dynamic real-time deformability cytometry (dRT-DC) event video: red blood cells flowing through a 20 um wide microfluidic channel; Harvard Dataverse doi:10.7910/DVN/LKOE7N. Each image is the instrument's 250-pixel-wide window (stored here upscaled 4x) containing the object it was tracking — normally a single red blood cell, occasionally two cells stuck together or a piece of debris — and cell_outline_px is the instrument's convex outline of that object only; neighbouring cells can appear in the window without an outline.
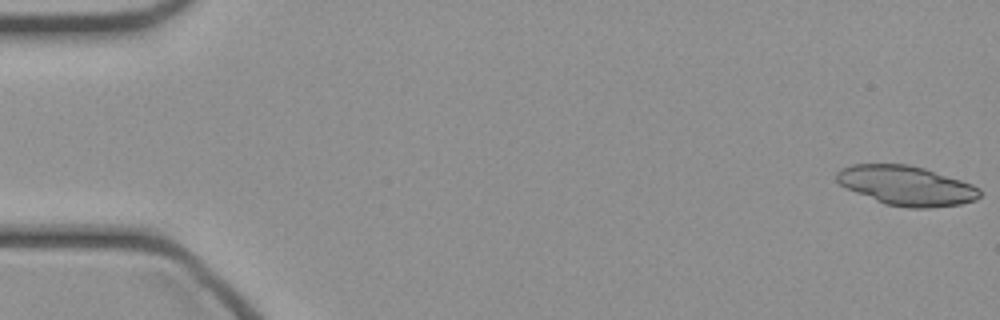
{"species": "common noctule bat (a hibernating species)", "species_latin": "Nyctalus noctula", "temperature_condition": "cold", "stored_images_in_passage": 47, "camera_frame_rate_fps": 3000, "um_per_image_px": 0.085, "animal": {"sex": "female", "body_mass_g": 21.9}, "frame": {"image": 1, "passage_image": 1, "time_ms": 0.0, "image_size_px": [1000, 320], "cell_outline_px": [[980, 196], [976, 200], [960, 204], [928, 208], [908, 208], [884, 204], [856, 192], [840, 184], [836, 180], [836, 172], [840, 168], [852, 164], [908, 164], [924, 168], [972, 184], [980, 188]], "centroid_in_image_um": [77.04, 15.77], "position_along_channel_um": 8.0, "area_um2": 32.89}}
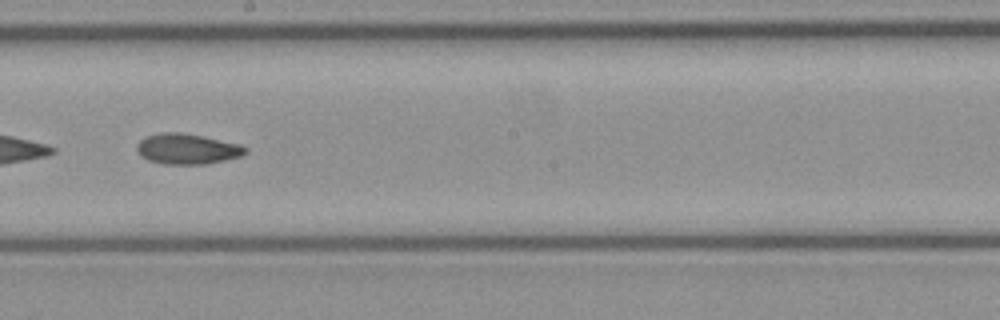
{"frame": {"image": 2, "passage_image": 27, "time_ms": 8.667, "image_size_px": [1000, 320], "cell_outline_px": [[248, 152], [240, 156], [224, 160], [204, 164], [164, 164], [148, 160], [140, 156], [136, 148], [136, 144], [140, 140], [148, 136], [160, 132], [180, 132], [204, 136], [240, 144], [248, 148]], "centroid_in_image_um": [15.91, 12.65], "position_along_channel_um": 232.3, "area_um2": 19.36}}
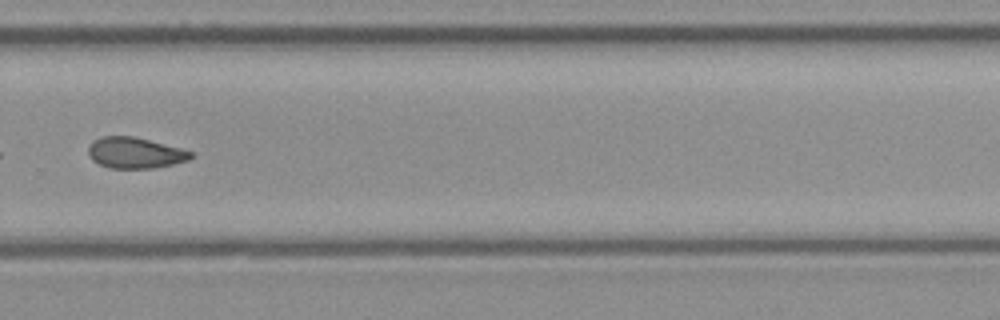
{"frame": {"image": 3, "passage_image": 33, "time_ms": 10.667, "image_size_px": [1000, 320], "cell_outline_px": [[192, 156], [188, 160], [172, 164], [152, 168], [108, 168], [92, 160], [88, 156], [88, 144], [92, 140], [100, 136], [132, 136], [180, 148], [192, 152]], "centroid_in_image_um": [11.4, 12.99], "position_along_channel_um": 318.4, "area_um2": 18.44}}